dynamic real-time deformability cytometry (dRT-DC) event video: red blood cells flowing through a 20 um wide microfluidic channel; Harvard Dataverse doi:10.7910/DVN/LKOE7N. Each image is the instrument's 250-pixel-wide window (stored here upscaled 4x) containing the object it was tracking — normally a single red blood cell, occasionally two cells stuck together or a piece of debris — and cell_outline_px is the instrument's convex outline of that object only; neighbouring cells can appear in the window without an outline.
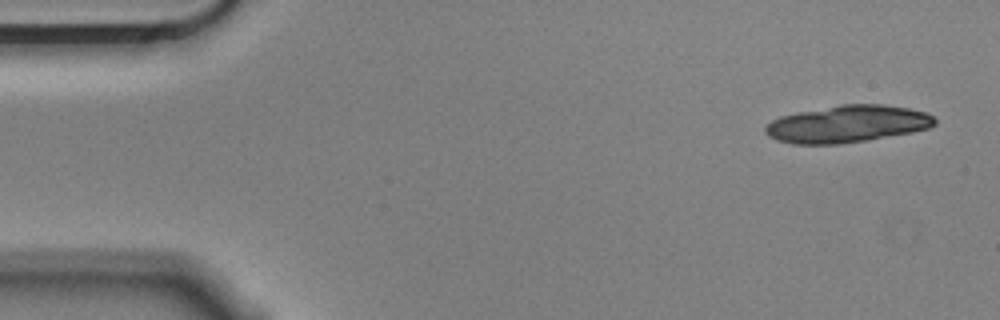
{"species": "Egyptian fruit bat (a non-hibernating species)", "species_latin": "Rousettus aegyptiacus", "temperature_condition": "cold", "stored_images_in_passage": 5, "camera_frame_rate_fps": 3000, "um_per_image_px": 0.085, "animal": {"sex": "male"}, "frame": {"image": 1, "passage_image": 1, "time_ms": 0.0, "image_size_px": [1000, 320], "cell_outline_px": [[936, 124], [928, 128], [912, 132], [864, 140], [836, 144], [792, 144], [776, 140], [768, 136], [764, 132], [764, 128], [772, 120], [780, 116], [840, 104], [884, 104], [908, 108], [924, 112], [932, 116], [936, 120]], "centroid_in_image_um": [72.0, 10.53], "position_along_channel_um": 13.0, "area_um2": 36.41}}